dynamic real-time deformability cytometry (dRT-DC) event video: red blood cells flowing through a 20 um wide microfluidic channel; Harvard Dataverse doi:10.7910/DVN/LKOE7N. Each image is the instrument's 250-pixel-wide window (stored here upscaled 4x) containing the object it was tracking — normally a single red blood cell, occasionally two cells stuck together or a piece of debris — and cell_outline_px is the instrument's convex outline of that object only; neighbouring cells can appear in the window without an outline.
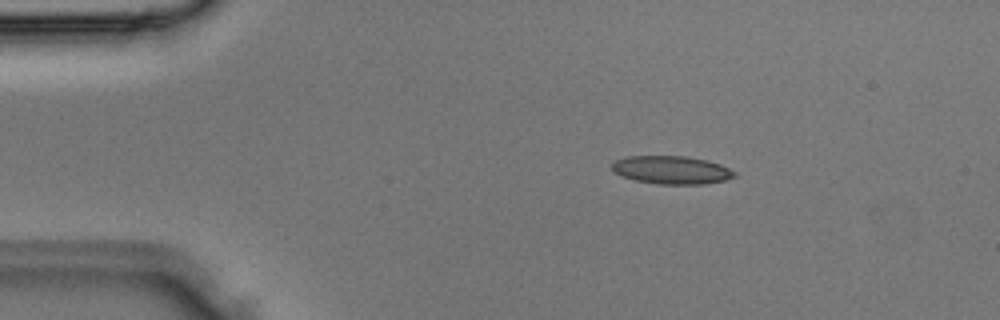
{"species": "Egyptian fruit bat (a non-hibernating species)", "species_latin": "Rousettus aegyptiacus", "temperature_condition": "room temperature", "stored_images_in_passage": 4, "segment_of_instrument_passage": [1, 2], "camera_frame_rate_fps": 3000, "um_per_image_px": 0.085, "animal": {"sex": "male"}, "frame": {"image": 1, "passage_image": 2, "time_ms": 0.333, "image_size_px": [1000, 320], "cell_outline_px": [[736, 176], [724, 180], [704, 184], [656, 184], [636, 180], [620, 176], [612, 172], [612, 164], [616, 160], [628, 156], [688, 156], [708, 160], [720, 164], [736, 172]], "centroid_in_image_um": [57.07, 14.44], "position_along_channel_um": 27.9, "area_um2": 20.17}}